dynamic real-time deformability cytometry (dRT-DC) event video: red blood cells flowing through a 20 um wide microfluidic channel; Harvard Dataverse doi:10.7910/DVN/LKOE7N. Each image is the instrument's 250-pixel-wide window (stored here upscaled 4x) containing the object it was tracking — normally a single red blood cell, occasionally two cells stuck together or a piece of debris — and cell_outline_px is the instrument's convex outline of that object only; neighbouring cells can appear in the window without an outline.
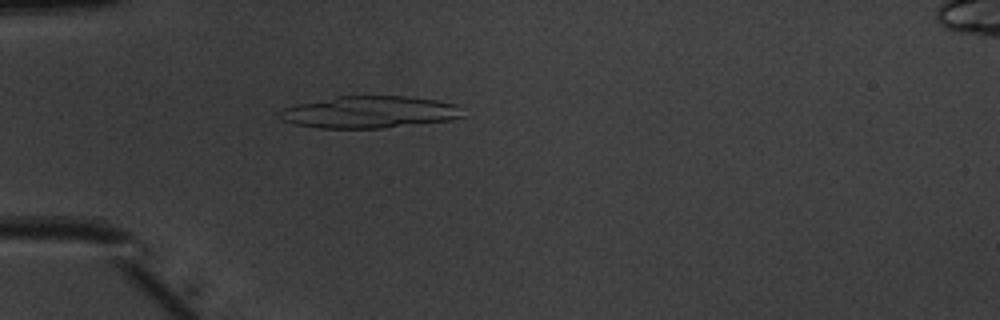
{"species": "common noctule bat (a hibernating species)", "species_latin": "Nyctalus noctula", "temperature_condition": "warm", "stored_images_in_passage": 40, "camera_frame_rate_fps": 3000, "um_per_image_px": 0.085, "animal": {"sex": "male", "body_mass_g": 20.1, "forearm_length_mm": 53.5}, "frame": {"image": 1, "passage_image": 3, "time_ms": 0.667, "image_size_px": [1000, 320], "cell_outline_px": [[464, 116], [452, 120], [380, 128], [320, 128], [296, 124], [284, 120], [276, 112], [284, 108], [296, 104], [336, 96], [412, 96], [436, 100], [456, 104], [464, 108]], "centroid_in_image_um": [31.46, 9.52], "position_along_channel_um": 53.5, "area_um2": 34.33}}